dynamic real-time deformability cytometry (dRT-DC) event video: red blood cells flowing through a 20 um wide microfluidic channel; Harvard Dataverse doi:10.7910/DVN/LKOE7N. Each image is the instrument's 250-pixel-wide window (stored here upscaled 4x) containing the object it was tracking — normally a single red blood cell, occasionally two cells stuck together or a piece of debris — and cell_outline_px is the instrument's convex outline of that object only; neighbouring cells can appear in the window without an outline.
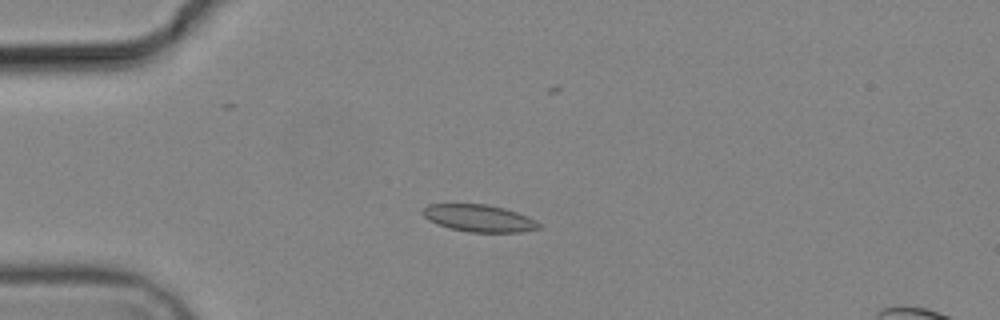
{"species": "common noctule bat (a hibernating species)", "species_latin": "Nyctalus noctula", "temperature_condition": "cold", "stored_images_in_passage": 4, "camera_frame_rate_fps": 3000, "um_per_image_px": 0.085, "animal": {"sex": "male", "body_mass_g": 19.2, "forearm_length_mm": 51.8}, "frame": {"image": 1, "passage_image": 4, "time_ms": 4.0, "image_size_px": [1000, 320], "cell_outline_px": [[540, 228], [520, 232], [468, 232], [452, 228], [428, 220], [420, 212], [428, 204], [488, 204], [504, 208], [528, 216], [536, 220], [540, 224]], "centroid_in_image_um": [40.73, 18.54], "position_along_channel_um": 44.3, "area_um2": 18.26}}